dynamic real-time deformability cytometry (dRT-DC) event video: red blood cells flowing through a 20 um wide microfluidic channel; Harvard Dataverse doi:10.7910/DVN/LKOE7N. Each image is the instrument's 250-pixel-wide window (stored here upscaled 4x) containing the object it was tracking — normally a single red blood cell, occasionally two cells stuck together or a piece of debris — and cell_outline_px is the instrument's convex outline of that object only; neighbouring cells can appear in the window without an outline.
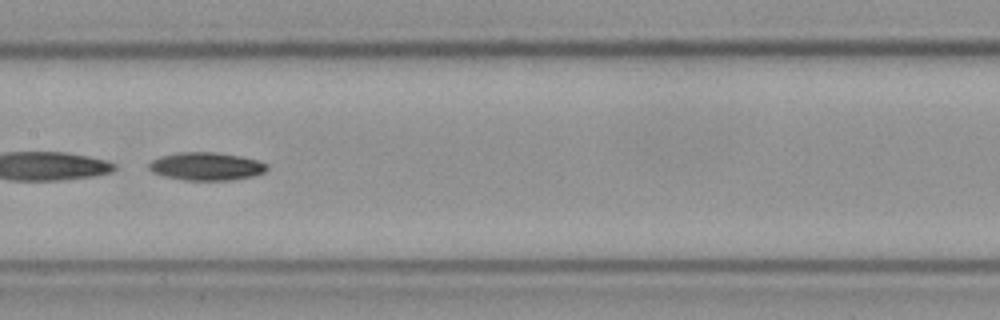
{"species": "Egyptian fruit bat (a non-hibernating species)", "species_latin": "Rousettus aegyptiacus", "temperature_condition": "cold", "stored_images_in_passage": 10, "camera_frame_rate_fps": 3000, "um_per_image_px": 0.085, "frame": {"image": 1, "passage_image": 4, "time_ms": 1.0, "image_size_px": [1000, 320], "cell_outline_px": [[268, 168], [264, 172], [252, 176], [232, 180], [184, 180], [164, 176], [152, 172], [148, 168], [148, 164], [152, 160], [160, 156], [176, 152], [216, 152], [240, 156], [256, 160], [268, 164]], "centroid_in_image_um": [17.51, 14.13], "position_along_channel_um": 189.9, "area_um2": 19.31}}
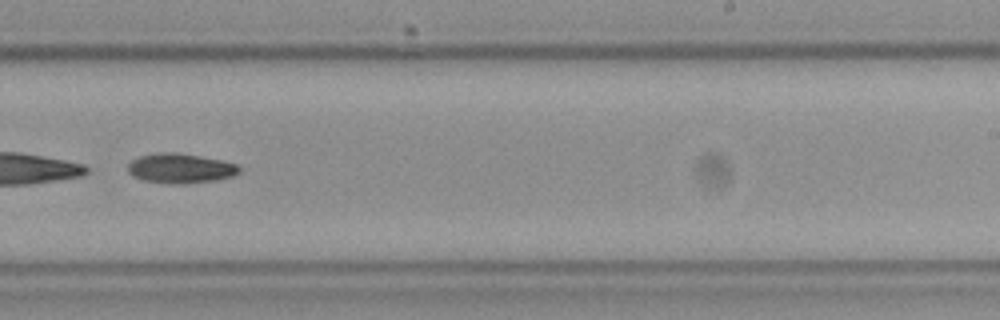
{"frame": {"image": 2, "passage_image": 6, "time_ms": 1.667, "image_size_px": [1000, 320], "cell_outline_px": [[240, 172], [232, 176], [216, 180], [184, 184], [172, 184], [144, 180], [132, 176], [128, 172], [128, 164], [132, 160], [140, 156], [156, 152], [176, 152], [200, 156], [220, 160], [236, 164], [240, 168]], "centroid_in_image_um": [15.31, 14.31], "position_along_channel_um": 273.7, "area_um2": 19.31}}
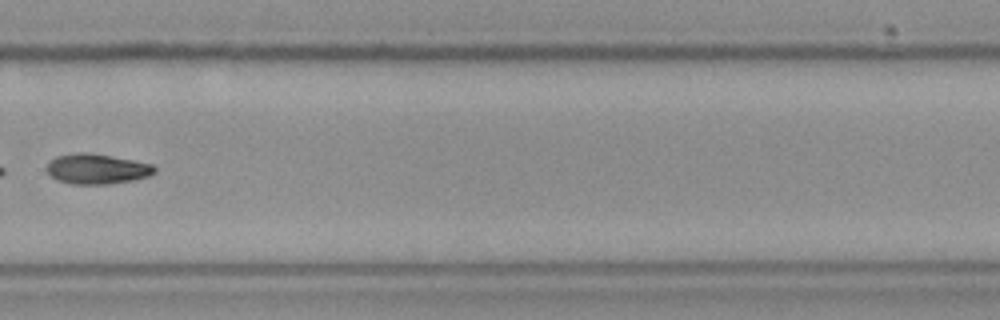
{"frame": {"image": 3, "passage_image": 7, "time_ms": 2.0, "image_size_px": [1000, 320], "cell_outline_px": [[156, 172], [148, 176], [136, 180], [108, 184], [72, 184], [56, 180], [48, 172], [48, 164], [56, 156], [76, 152], [88, 152], [112, 156], [152, 164], [156, 168]], "centroid_in_image_um": [8.26, 14.36], "position_along_channel_um": 321.5, "area_um2": 18.96}}